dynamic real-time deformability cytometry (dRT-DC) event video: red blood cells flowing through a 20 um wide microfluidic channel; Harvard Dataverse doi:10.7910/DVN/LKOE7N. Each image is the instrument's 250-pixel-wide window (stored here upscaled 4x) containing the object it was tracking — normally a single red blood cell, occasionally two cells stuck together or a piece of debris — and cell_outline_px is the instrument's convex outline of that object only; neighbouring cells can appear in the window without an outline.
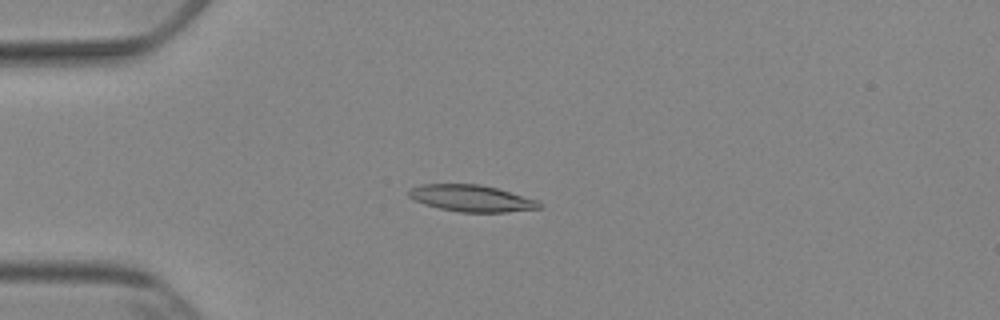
{"species": "Egyptian fruit bat (a non-hibernating species)", "species_latin": "Rousettus aegyptiacus", "temperature_condition": "cold", "stored_images_in_passage": 52, "camera_frame_rate_fps": 3000, "um_per_image_px": 0.085, "animal": {"sex": "female"}, "frame": {"image": 1, "passage_image": 14, "time_ms": 4.333, "image_size_px": [1000, 320], "cell_outline_px": [[544, 204], [540, 208], [508, 212], [460, 212], [440, 208], [424, 204], [408, 196], [408, 192], [412, 188], [420, 184], [480, 184], [496, 188], [540, 200]], "centroid_in_image_um": [40.13, 16.85], "position_along_channel_um": 44.9, "area_um2": 20.29}}
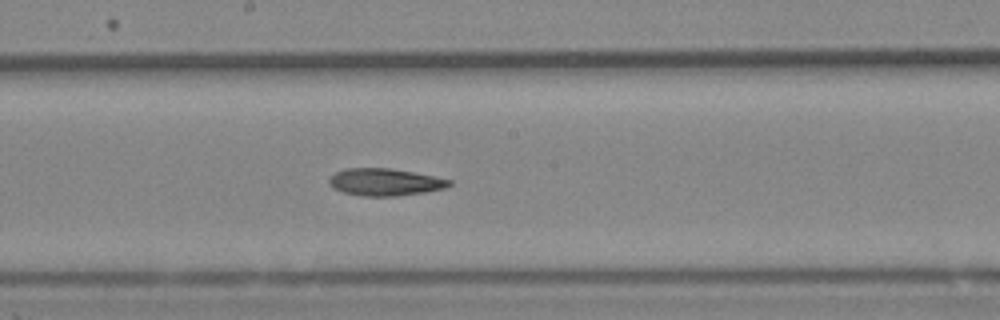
{"frame": {"image": 2, "passage_image": 29, "time_ms": 9.333, "image_size_px": [1000, 320], "cell_outline_px": [[452, 184], [444, 188], [424, 192], [396, 196], [360, 196], [344, 192], [332, 188], [328, 184], [328, 180], [336, 172], [344, 168], [392, 168], [452, 180]], "centroid_in_image_um": [32.68, 15.47], "position_along_channel_um": 215.5, "area_um2": 19.02}}
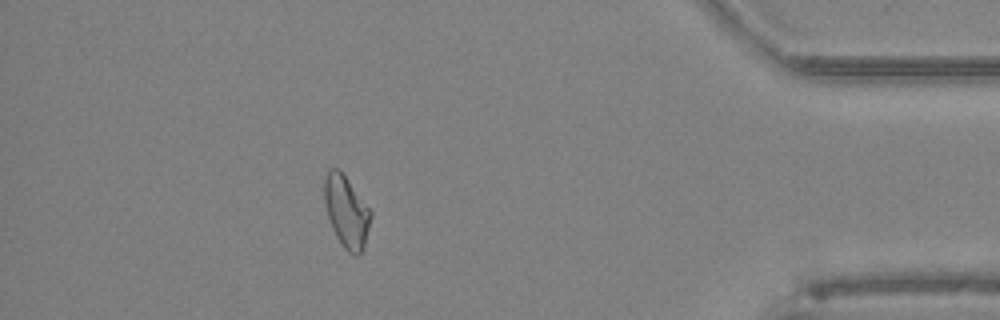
{"frame": {"image": 3, "passage_image": 47, "time_ms": 15.333, "image_size_px": [1000, 320], "cell_outline_px": [[372, 216], [364, 252], [356, 256], [352, 256], [344, 248], [336, 236], [332, 228], [324, 204], [324, 176], [328, 168], [340, 168], [372, 212]], "centroid_in_image_um": [29.45, 18.0], "position_along_channel_um": 405.7, "area_um2": 19.88}, "authors_computed_cell_mechanics": {"area_um2": 19.7676, "velocity_mm_per_s": 3.8738, "shape_relaxation_time_tau1_ms": 10.9272, "shape_relaxation_time_tau2_ms": null, "deformation_change_tau1": 0.2343, "deformation_change_tau2": null}}